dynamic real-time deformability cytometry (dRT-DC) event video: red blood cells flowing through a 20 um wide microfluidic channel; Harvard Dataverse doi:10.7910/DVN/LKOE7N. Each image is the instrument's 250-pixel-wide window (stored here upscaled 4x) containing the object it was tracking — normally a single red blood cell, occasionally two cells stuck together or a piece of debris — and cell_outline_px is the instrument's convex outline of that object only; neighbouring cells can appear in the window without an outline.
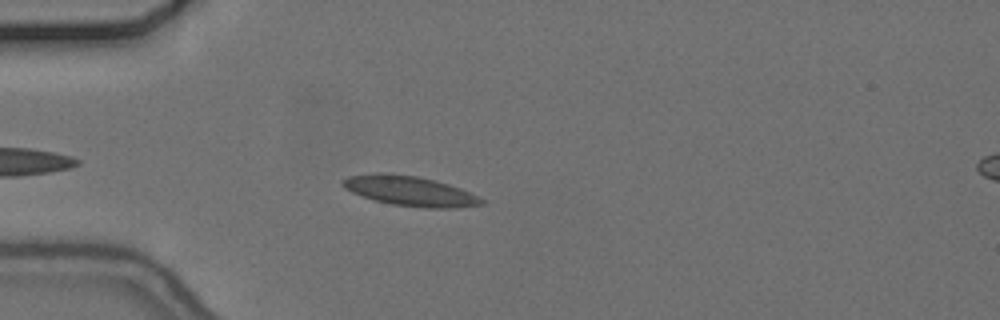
{"species": "common noctule bat (a hibernating species)", "species_latin": "Nyctalus noctula", "temperature_condition": "cold", "stored_images_in_passage": 42, "camera_frame_rate_fps": 3000, "um_per_image_px": 0.085, "animal": {"sex": "female", "body_mass_g": 24.6, "forearm_length_mm": 56.2}, "frame": {"image": 1, "passage_image": 5, "time_ms": 1.333, "image_size_px": [1000, 320], "cell_outline_px": [[484, 204], [456, 208], [424, 208], [392, 204], [376, 200], [352, 192], [344, 188], [340, 184], [340, 180], [348, 176], [372, 172], [392, 172], [416, 176], [448, 184], [460, 188], [484, 200]], "centroid_in_image_um": [34.78, 16.21], "position_along_channel_um": 50.2, "area_um2": 24.22}}
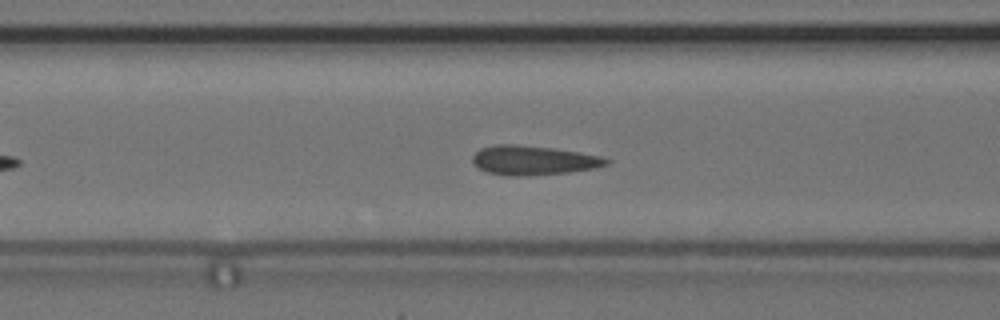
{"frame": {"image": 2, "passage_image": 12, "time_ms": 3.667, "image_size_px": [1000, 320], "cell_outline_px": [[612, 160], [608, 164], [596, 168], [568, 172], [520, 176], [512, 176], [488, 172], [476, 168], [472, 160], [472, 156], [480, 148], [496, 144], [516, 144], [552, 148], [580, 152], [600, 156]], "centroid_in_image_um": [45.33, 13.62], "position_along_channel_um": 121.3, "area_um2": 22.89}}
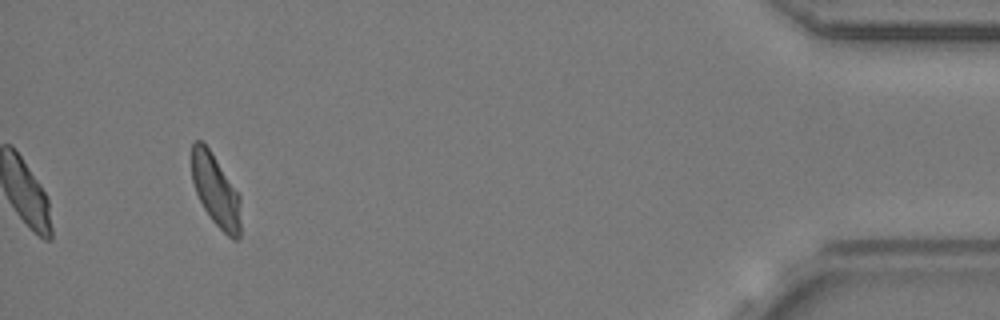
{"frame": {"image": 3, "passage_image": 42, "time_ms": 13.667, "image_size_px": [1000, 320], "cell_outline_px": [[240, 236], [236, 240], [232, 240], [212, 220], [204, 208], [196, 192], [192, 180], [192, 144], [196, 140], [200, 140], [208, 148], [240, 196]], "centroid_in_image_um": [18.34, 16.23], "position_along_channel_um": 416.9, "area_um2": 20.11}, "authors_computed_cell_mechanics": {"area_um2": 22.1952, "velocity_mm_per_s": 3.6486, "shape_relaxation_time_tau1_ms": 11.1721, "shape_relaxation_time_tau2_ms": 1.0484, "deformation_change_tau1": 0.1688, "deformation_change_tau2": 0.0669}}